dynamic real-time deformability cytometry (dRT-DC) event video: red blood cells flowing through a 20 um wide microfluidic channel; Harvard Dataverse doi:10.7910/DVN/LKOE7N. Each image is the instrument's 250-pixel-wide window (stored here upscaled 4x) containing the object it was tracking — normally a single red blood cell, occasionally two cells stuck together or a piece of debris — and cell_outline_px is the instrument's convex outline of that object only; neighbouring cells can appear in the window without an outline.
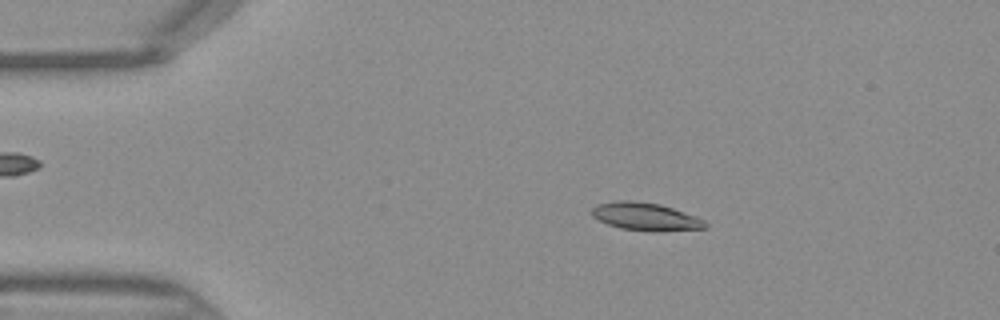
{"species": "Egyptian fruit bat (a non-hibernating species)", "species_latin": "Rousettus aegyptiacus", "temperature_condition": "warm", "stored_images_in_passage": 45, "camera_frame_rate_fps": 3000, "um_per_image_px": 0.085, "frame": {"image": 1, "passage_image": 8, "time_ms": 2.333, "image_size_px": [1000, 320], "cell_outline_px": [[708, 228], [656, 232], [652, 232], [620, 228], [608, 224], [592, 216], [588, 212], [596, 204], [616, 200], [632, 200], [660, 204], [696, 216], [704, 220], [708, 224]], "centroid_in_image_um": [54.86, 18.41], "position_along_channel_um": 30.1, "area_um2": 18.67}}
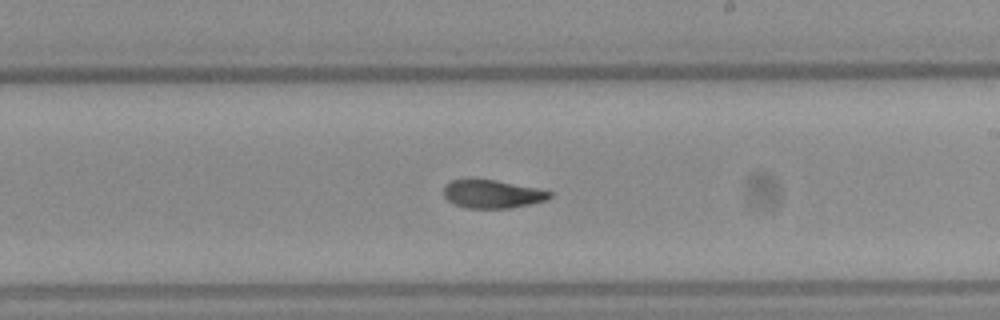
{"frame": {"image": 2, "passage_image": 26, "time_ms": 8.333, "image_size_px": [1000, 320], "cell_outline_px": [[552, 196], [544, 200], [512, 208], [468, 208], [456, 204], [448, 200], [444, 196], [444, 184], [452, 180], [496, 180], [536, 188], [552, 192]], "centroid_in_image_um": [41.83, 16.49], "position_along_channel_um": 247.2, "area_um2": 17.11}}
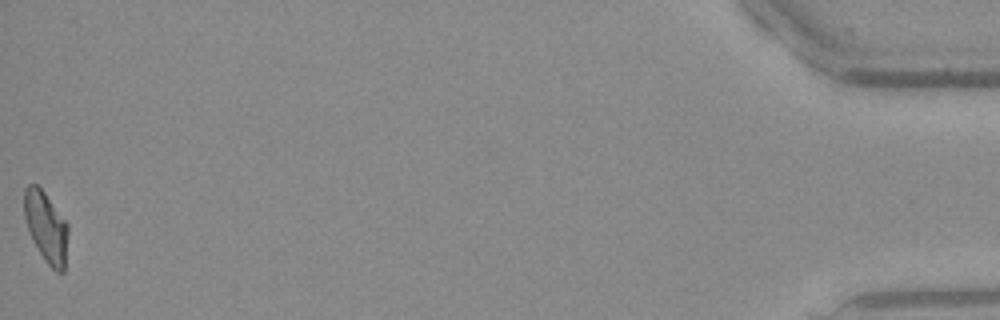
{"frame": {"image": 3, "passage_image": 45, "time_ms": 14.667, "image_size_px": [1000, 320], "cell_outline_px": [[68, 232], [64, 272], [56, 272], [44, 260], [32, 240], [24, 216], [24, 188], [28, 184], [36, 184], [44, 192], [68, 224]], "centroid_in_image_um": [3.91, 19.3], "position_along_channel_um": 431.3, "area_um2": 17.98}}